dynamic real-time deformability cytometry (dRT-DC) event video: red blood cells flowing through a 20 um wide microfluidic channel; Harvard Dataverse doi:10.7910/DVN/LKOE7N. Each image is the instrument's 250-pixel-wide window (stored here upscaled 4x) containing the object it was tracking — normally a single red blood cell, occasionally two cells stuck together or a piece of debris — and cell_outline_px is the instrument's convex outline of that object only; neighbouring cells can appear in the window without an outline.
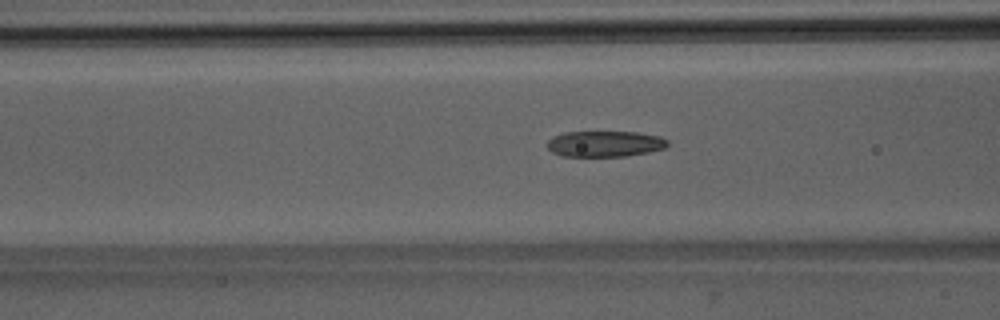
{"species": "Egyptian fruit bat (a non-hibernating species)", "species_latin": "Rousettus aegyptiacus", "temperature_condition": "room temperature", "stored_images_in_passage": 48, "camera_frame_rate_fps": 3000, "um_per_image_px": 0.085, "animal": {"sex": "male"}, "frame": {"image": 1, "passage_image": 17, "time_ms": 5.333, "image_size_px": [1000, 320], "cell_outline_px": [[668, 144], [664, 148], [648, 152], [624, 156], [560, 156], [552, 152], [548, 148], [548, 140], [552, 136], [564, 132], [636, 132], [660, 136], [668, 140]], "centroid_in_image_um": [51.39, 12.22], "position_along_channel_um": 115.2, "area_um2": 18.15}}
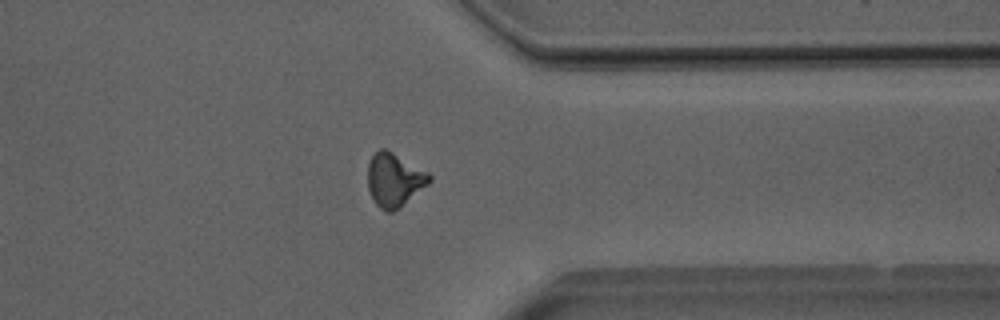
{"frame": {"image": 2, "passage_image": 37, "time_ms": 12.0, "image_size_px": [1000, 320], "cell_outline_px": [[432, 180], [428, 184], [400, 208], [392, 212], [384, 212], [376, 204], [368, 188], [368, 164], [372, 156], [380, 148], [384, 148], [392, 152], [428, 172], [432, 176]], "centroid_in_image_um": [33.52, 15.3], "position_along_channel_um": 377.9, "area_um2": 19.13}}
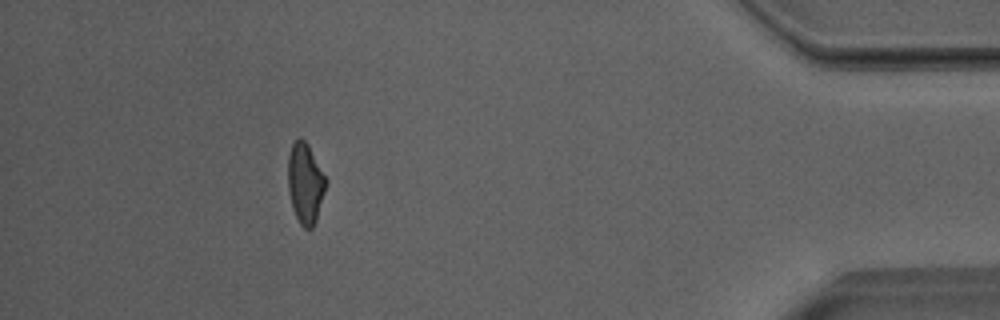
{"frame": {"image": 3, "passage_image": 43, "time_ms": 14.0, "image_size_px": [1000, 320], "cell_outline_px": [[328, 184], [316, 220], [312, 228], [304, 228], [300, 224], [292, 208], [288, 188], [288, 156], [292, 144], [300, 136], [308, 144], [328, 180]], "centroid_in_image_um": [25.96, 15.57], "position_along_channel_um": 409.2, "area_um2": 17.98}, "authors_computed_cell_mechanics": {"area_um2": 18.4671, "velocity_mm_per_s": 4.0159, "shape_relaxation_time_tau1_ms": null, "shape_relaxation_time_tau2_ms": 2.0535, "deformation_change_tau1": null, "deformation_change_tau2": 0.105}}